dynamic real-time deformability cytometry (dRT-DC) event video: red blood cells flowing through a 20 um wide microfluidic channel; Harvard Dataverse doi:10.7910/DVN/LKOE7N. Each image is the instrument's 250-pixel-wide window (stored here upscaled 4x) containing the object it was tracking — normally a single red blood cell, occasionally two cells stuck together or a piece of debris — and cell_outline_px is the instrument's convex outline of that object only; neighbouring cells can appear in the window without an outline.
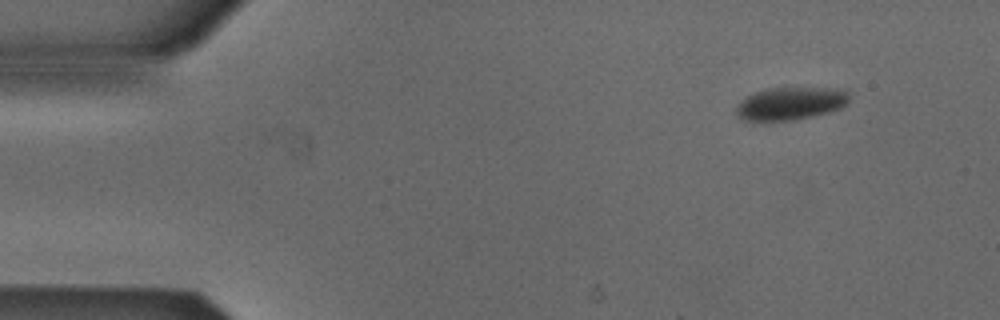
{"species": "Egyptian fruit bat (a non-hibernating species)", "species_latin": "Rousettus aegyptiacus", "temperature_condition": "cold", "stored_images_in_passage": 48, "camera_frame_rate_fps": 3000, "um_per_image_px": 0.085, "animal": {"sex": "male"}, "frame": {"image": 1, "passage_image": 1, "time_ms": 0.0, "image_size_px": [1000, 320], "cell_outline_px": [[848, 104], [840, 108], [828, 112], [812, 116], [792, 120], [744, 120], [736, 116], [736, 108], [748, 96], [756, 92], [768, 88], [828, 88], [848, 92]], "centroid_in_image_um": [67.2, 8.8], "position_along_channel_um": 17.8, "area_um2": 21.1}}
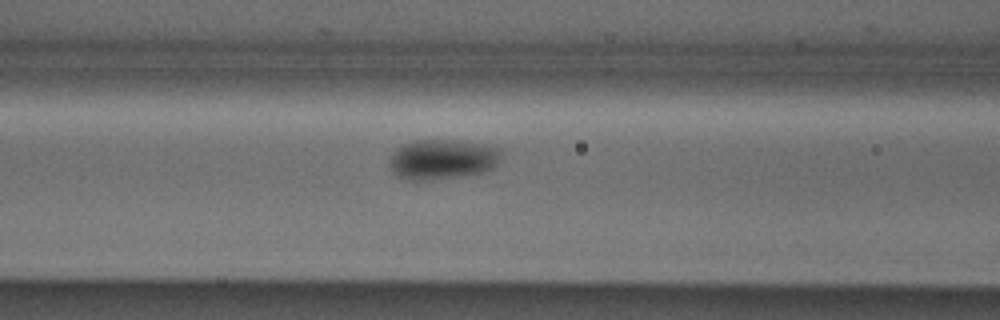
{"frame": {"image": 2, "passage_image": 17, "time_ms": 5.333, "image_size_px": [1000, 320], "cell_outline_px": [[500, 160], [492, 168], [480, 172], [464, 176], [424, 180], [408, 180], [396, 176], [392, 172], [388, 164], [388, 160], [404, 144], [416, 140], [456, 140], [484, 144], [500, 148]], "centroid_in_image_um": [37.59, 13.55], "position_along_channel_um": 129.0, "area_um2": 25.95}}
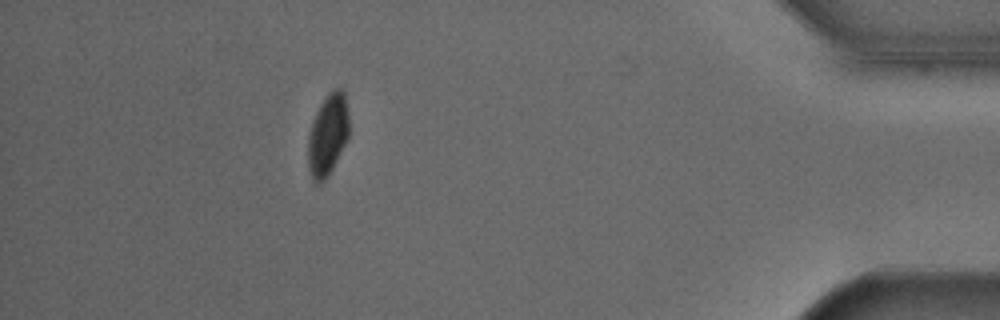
{"frame": {"image": 3, "passage_image": 43, "time_ms": 14.0, "image_size_px": [1000, 320], "cell_outline_px": [[348, 140], [332, 168], [324, 180], [312, 180], [308, 168], [308, 136], [312, 120], [324, 96], [332, 88], [344, 88], [348, 112]], "centroid_in_image_um": [27.87, 11.37], "position_along_channel_um": 407.3, "area_um2": 19.59}, "authors_computed_cell_mechanics": {"area_um2": 23.3801, "velocity_mm_per_s": 3.8505, "shape_relaxation_time_tau1_ms": 7.9041, "shape_relaxation_time_tau2_ms": null, "deformation_change_tau1": 0.1039, "deformation_change_tau2": null}}